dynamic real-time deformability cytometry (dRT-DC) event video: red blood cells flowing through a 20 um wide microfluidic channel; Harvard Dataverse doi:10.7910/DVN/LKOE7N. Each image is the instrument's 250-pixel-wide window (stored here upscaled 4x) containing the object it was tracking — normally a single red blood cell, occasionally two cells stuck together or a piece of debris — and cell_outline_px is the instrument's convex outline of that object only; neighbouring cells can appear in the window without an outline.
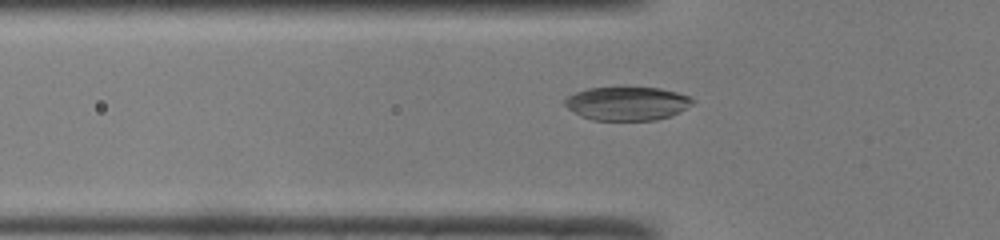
{"species": "common noctule bat (a hibernating species)", "species_latin": "Nyctalus noctula", "temperature_condition": "room temperature", "stored_images_in_passage": 50, "camera_frame_rate_fps": 3000, "um_per_image_px": 0.085, "animal": {"sex": "male", "body_mass_g": 19.0, "forearm_length_mm": 50.8}, "frame": {"image": 1, "passage_image": 17, "time_ms": 5.333, "image_size_px": [1000, 240], "cell_outline_px": [[696, 100], [692, 104], [680, 112], [672, 116], [656, 120], [592, 120], [580, 116], [568, 108], [564, 104], [564, 100], [568, 96], [576, 92], [588, 88], [660, 88], [676, 92], [688, 96]], "centroid_in_image_um": [53.32, 8.81], "position_along_channel_um": 72.5, "area_um2": 24.97}}
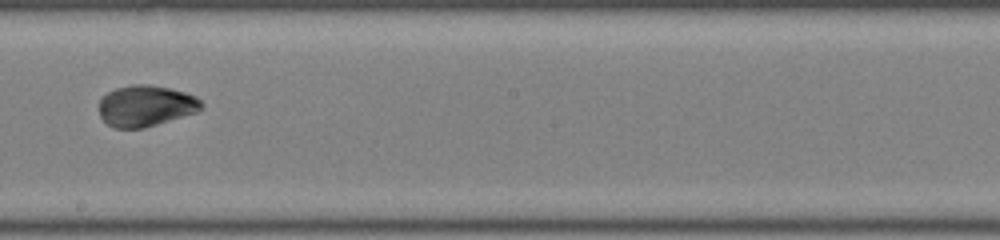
{"frame": {"image": 2, "passage_image": 29, "time_ms": 9.333, "image_size_px": [1000, 240], "cell_outline_px": [[204, 108], [196, 112], [144, 128], [116, 128], [108, 124], [100, 116], [100, 100], [108, 92], [116, 88], [132, 84], [148, 84], [168, 88], [184, 92], [196, 96], [204, 104]], "centroid_in_image_um": [12.41, 8.99], "position_along_channel_um": 235.8, "area_um2": 24.39}}
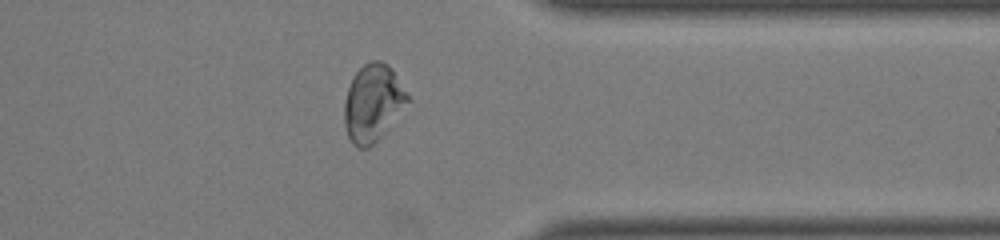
{"frame": {"image": 3, "passage_image": 40, "time_ms": 13.0, "image_size_px": [1000, 240], "cell_outline_px": [[412, 100], [384, 132], [368, 148], [356, 148], [352, 144], [348, 136], [344, 124], [344, 100], [352, 76], [364, 64], [372, 60], [380, 60], [388, 64], [392, 68], [412, 96]], "centroid_in_image_um": [31.73, 8.72], "position_along_channel_um": 379.7, "area_um2": 28.96}, "authors_computed_cell_mechanics": {"area_um2": 25.9522, "velocity_mm_per_s": 4.0923, "shape_relaxation_time_tau1_ms": 3.3603, "shape_relaxation_time_tau2_ms": 2.2305, "deformation_change_tau1": 0.1413, "deformation_change_tau2": 0.0401}}